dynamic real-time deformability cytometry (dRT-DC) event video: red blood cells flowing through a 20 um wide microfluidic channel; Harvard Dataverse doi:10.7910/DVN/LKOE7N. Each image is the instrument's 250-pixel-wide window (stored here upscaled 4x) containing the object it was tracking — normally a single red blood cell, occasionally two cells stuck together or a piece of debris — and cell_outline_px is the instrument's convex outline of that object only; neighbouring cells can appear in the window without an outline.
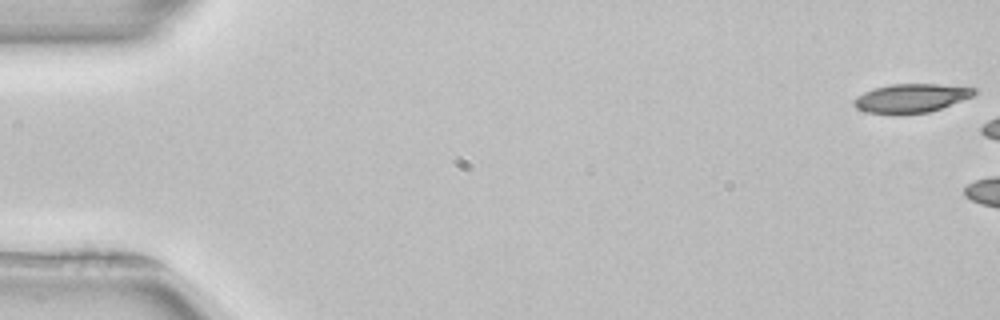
{"species": "common noctule bat (a hibernating species)", "species_latin": "Nyctalus noctula", "temperature_condition": "room temperature", "stored_images_in_passage": 6, "camera_frame_rate_fps": 3000, "um_per_image_px": 0.085, "animal": {"sex": "female", "body_mass_g": 22.7, "forearm_length_mm": 54.2}, "frame": {"image": 1, "passage_image": 1, "time_ms": 0.0, "image_size_px": [1000, 320], "cell_outline_px": [[976, 92], [972, 96], [940, 108], [928, 112], [868, 112], [856, 108], [852, 104], [852, 100], [856, 96], [872, 88], [892, 84], [936, 84], [976, 88]], "centroid_in_image_um": [77.4, 8.31], "position_along_channel_um": 7.6, "area_um2": 19.54}}